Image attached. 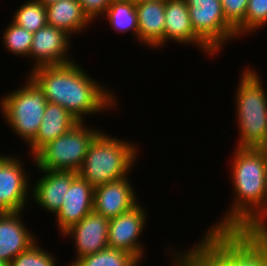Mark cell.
Masks as SVG:
<instances>
[{
    "mask_svg": "<svg viewBox=\"0 0 267 266\" xmlns=\"http://www.w3.org/2000/svg\"><path fill=\"white\" fill-rule=\"evenodd\" d=\"M267 25V0H249L245 19L236 27L237 38Z\"/></svg>",
    "mask_w": 267,
    "mask_h": 266,
    "instance_id": "cell-24",
    "label": "cell"
},
{
    "mask_svg": "<svg viewBox=\"0 0 267 266\" xmlns=\"http://www.w3.org/2000/svg\"><path fill=\"white\" fill-rule=\"evenodd\" d=\"M79 122L66 134L45 145L33 158L39 170L78 172L89 145L102 131Z\"/></svg>",
    "mask_w": 267,
    "mask_h": 266,
    "instance_id": "cell-6",
    "label": "cell"
},
{
    "mask_svg": "<svg viewBox=\"0 0 267 266\" xmlns=\"http://www.w3.org/2000/svg\"><path fill=\"white\" fill-rule=\"evenodd\" d=\"M85 71L73 61L30 69L28 76L44 92L47 102L60 105L84 122L86 115L95 116L118 105L114 92Z\"/></svg>",
    "mask_w": 267,
    "mask_h": 266,
    "instance_id": "cell-2",
    "label": "cell"
},
{
    "mask_svg": "<svg viewBox=\"0 0 267 266\" xmlns=\"http://www.w3.org/2000/svg\"><path fill=\"white\" fill-rule=\"evenodd\" d=\"M243 69L235 92L239 131L235 147L267 148V92L256 70Z\"/></svg>",
    "mask_w": 267,
    "mask_h": 266,
    "instance_id": "cell-4",
    "label": "cell"
},
{
    "mask_svg": "<svg viewBox=\"0 0 267 266\" xmlns=\"http://www.w3.org/2000/svg\"><path fill=\"white\" fill-rule=\"evenodd\" d=\"M137 146L101 131L89 145L77 174L93 187L130 176L140 152Z\"/></svg>",
    "mask_w": 267,
    "mask_h": 266,
    "instance_id": "cell-3",
    "label": "cell"
},
{
    "mask_svg": "<svg viewBox=\"0 0 267 266\" xmlns=\"http://www.w3.org/2000/svg\"><path fill=\"white\" fill-rule=\"evenodd\" d=\"M164 44L171 41L193 44L207 55L215 53L195 34L186 0H165Z\"/></svg>",
    "mask_w": 267,
    "mask_h": 266,
    "instance_id": "cell-16",
    "label": "cell"
},
{
    "mask_svg": "<svg viewBox=\"0 0 267 266\" xmlns=\"http://www.w3.org/2000/svg\"><path fill=\"white\" fill-rule=\"evenodd\" d=\"M129 176L94 187L93 211L111 219L130 211L139 202Z\"/></svg>",
    "mask_w": 267,
    "mask_h": 266,
    "instance_id": "cell-12",
    "label": "cell"
},
{
    "mask_svg": "<svg viewBox=\"0 0 267 266\" xmlns=\"http://www.w3.org/2000/svg\"><path fill=\"white\" fill-rule=\"evenodd\" d=\"M38 1L46 7L48 5H51L53 3L58 2L60 0H38Z\"/></svg>",
    "mask_w": 267,
    "mask_h": 266,
    "instance_id": "cell-29",
    "label": "cell"
},
{
    "mask_svg": "<svg viewBox=\"0 0 267 266\" xmlns=\"http://www.w3.org/2000/svg\"><path fill=\"white\" fill-rule=\"evenodd\" d=\"M265 184H266V254H267V148H266Z\"/></svg>",
    "mask_w": 267,
    "mask_h": 266,
    "instance_id": "cell-28",
    "label": "cell"
},
{
    "mask_svg": "<svg viewBox=\"0 0 267 266\" xmlns=\"http://www.w3.org/2000/svg\"><path fill=\"white\" fill-rule=\"evenodd\" d=\"M229 210L198 244H246L266 254V148L235 147Z\"/></svg>",
    "mask_w": 267,
    "mask_h": 266,
    "instance_id": "cell-1",
    "label": "cell"
},
{
    "mask_svg": "<svg viewBox=\"0 0 267 266\" xmlns=\"http://www.w3.org/2000/svg\"><path fill=\"white\" fill-rule=\"evenodd\" d=\"M113 0H78L83 12L91 21L99 20ZM98 17V18H97Z\"/></svg>",
    "mask_w": 267,
    "mask_h": 266,
    "instance_id": "cell-27",
    "label": "cell"
},
{
    "mask_svg": "<svg viewBox=\"0 0 267 266\" xmlns=\"http://www.w3.org/2000/svg\"><path fill=\"white\" fill-rule=\"evenodd\" d=\"M109 219L94 211L87 214L79 223L72 225L62 235L74 240L75 260L94 254L108 246ZM69 236V237H68Z\"/></svg>",
    "mask_w": 267,
    "mask_h": 266,
    "instance_id": "cell-11",
    "label": "cell"
},
{
    "mask_svg": "<svg viewBox=\"0 0 267 266\" xmlns=\"http://www.w3.org/2000/svg\"><path fill=\"white\" fill-rule=\"evenodd\" d=\"M36 242L28 250L15 257L8 266H57L54 254Z\"/></svg>",
    "mask_w": 267,
    "mask_h": 266,
    "instance_id": "cell-25",
    "label": "cell"
},
{
    "mask_svg": "<svg viewBox=\"0 0 267 266\" xmlns=\"http://www.w3.org/2000/svg\"><path fill=\"white\" fill-rule=\"evenodd\" d=\"M0 266H8V264L5 263L4 261L0 260Z\"/></svg>",
    "mask_w": 267,
    "mask_h": 266,
    "instance_id": "cell-31",
    "label": "cell"
},
{
    "mask_svg": "<svg viewBox=\"0 0 267 266\" xmlns=\"http://www.w3.org/2000/svg\"><path fill=\"white\" fill-rule=\"evenodd\" d=\"M146 211L139 202L130 211L109 219L108 246L132 254L142 262L146 253L139 238L147 226Z\"/></svg>",
    "mask_w": 267,
    "mask_h": 266,
    "instance_id": "cell-9",
    "label": "cell"
},
{
    "mask_svg": "<svg viewBox=\"0 0 267 266\" xmlns=\"http://www.w3.org/2000/svg\"><path fill=\"white\" fill-rule=\"evenodd\" d=\"M135 8L138 19V43L147 45V48H163L165 0L137 3Z\"/></svg>",
    "mask_w": 267,
    "mask_h": 266,
    "instance_id": "cell-17",
    "label": "cell"
},
{
    "mask_svg": "<svg viewBox=\"0 0 267 266\" xmlns=\"http://www.w3.org/2000/svg\"><path fill=\"white\" fill-rule=\"evenodd\" d=\"M15 24L34 33L47 25L46 7L38 0L23 2L12 17Z\"/></svg>",
    "mask_w": 267,
    "mask_h": 266,
    "instance_id": "cell-22",
    "label": "cell"
},
{
    "mask_svg": "<svg viewBox=\"0 0 267 266\" xmlns=\"http://www.w3.org/2000/svg\"><path fill=\"white\" fill-rule=\"evenodd\" d=\"M23 166L17 155L0 153V212H23L28 208L32 186Z\"/></svg>",
    "mask_w": 267,
    "mask_h": 266,
    "instance_id": "cell-8",
    "label": "cell"
},
{
    "mask_svg": "<svg viewBox=\"0 0 267 266\" xmlns=\"http://www.w3.org/2000/svg\"><path fill=\"white\" fill-rule=\"evenodd\" d=\"M42 173L41 178L36 179L31 187L30 198L37 206L43 208L48 213L56 214L61 208L63 198L71 182L78 176L72 171L38 170Z\"/></svg>",
    "mask_w": 267,
    "mask_h": 266,
    "instance_id": "cell-15",
    "label": "cell"
},
{
    "mask_svg": "<svg viewBox=\"0 0 267 266\" xmlns=\"http://www.w3.org/2000/svg\"><path fill=\"white\" fill-rule=\"evenodd\" d=\"M23 214L0 212V260L7 264L38 241L21 219Z\"/></svg>",
    "mask_w": 267,
    "mask_h": 266,
    "instance_id": "cell-14",
    "label": "cell"
},
{
    "mask_svg": "<svg viewBox=\"0 0 267 266\" xmlns=\"http://www.w3.org/2000/svg\"><path fill=\"white\" fill-rule=\"evenodd\" d=\"M132 1H134L137 4V3H142V2L159 1V0H132Z\"/></svg>",
    "mask_w": 267,
    "mask_h": 266,
    "instance_id": "cell-30",
    "label": "cell"
},
{
    "mask_svg": "<svg viewBox=\"0 0 267 266\" xmlns=\"http://www.w3.org/2000/svg\"><path fill=\"white\" fill-rule=\"evenodd\" d=\"M70 39L71 35L66 31L48 24L34 32L30 49V58L33 61L31 69L75 61L69 53Z\"/></svg>",
    "mask_w": 267,
    "mask_h": 266,
    "instance_id": "cell-10",
    "label": "cell"
},
{
    "mask_svg": "<svg viewBox=\"0 0 267 266\" xmlns=\"http://www.w3.org/2000/svg\"><path fill=\"white\" fill-rule=\"evenodd\" d=\"M26 79L23 86L0 98V111L13 133L28 145L39 130L47 99L29 76Z\"/></svg>",
    "mask_w": 267,
    "mask_h": 266,
    "instance_id": "cell-5",
    "label": "cell"
},
{
    "mask_svg": "<svg viewBox=\"0 0 267 266\" xmlns=\"http://www.w3.org/2000/svg\"><path fill=\"white\" fill-rule=\"evenodd\" d=\"M186 2L195 34L215 54L220 53L227 42L229 44L232 39H237L236 28L225 18L220 0Z\"/></svg>",
    "mask_w": 267,
    "mask_h": 266,
    "instance_id": "cell-7",
    "label": "cell"
},
{
    "mask_svg": "<svg viewBox=\"0 0 267 266\" xmlns=\"http://www.w3.org/2000/svg\"><path fill=\"white\" fill-rule=\"evenodd\" d=\"M2 37L3 45L10 54H14V56L18 57L19 55L21 57H30V49L33 40L32 32L11 21L8 26H6Z\"/></svg>",
    "mask_w": 267,
    "mask_h": 266,
    "instance_id": "cell-23",
    "label": "cell"
},
{
    "mask_svg": "<svg viewBox=\"0 0 267 266\" xmlns=\"http://www.w3.org/2000/svg\"><path fill=\"white\" fill-rule=\"evenodd\" d=\"M47 24L72 34L89 29L93 22L83 12L78 0H60L46 6Z\"/></svg>",
    "mask_w": 267,
    "mask_h": 266,
    "instance_id": "cell-19",
    "label": "cell"
},
{
    "mask_svg": "<svg viewBox=\"0 0 267 266\" xmlns=\"http://www.w3.org/2000/svg\"><path fill=\"white\" fill-rule=\"evenodd\" d=\"M135 5L132 0H113L101 18H108L110 28L118 34L130 32L137 41L138 19Z\"/></svg>",
    "mask_w": 267,
    "mask_h": 266,
    "instance_id": "cell-20",
    "label": "cell"
},
{
    "mask_svg": "<svg viewBox=\"0 0 267 266\" xmlns=\"http://www.w3.org/2000/svg\"><path fill=\"white\" fill-rule=\"evenodd\" d=\"M79 121L58 104L47 102L44 116L35 138L27 145L34 157L45 145L66 134Z\"/></svg>",
    "mask_w": 267,
    "mask_h": 266,
    "instance_id": "cell-18",
    "label": "cell"
},
{
    "mask_svg": "<svg viewBox=\"0 0 267 266\" xmlns=\"http://www.w3.org/2000/svg\"><path fill=\"white\" fill-rule=\"evenodd\" d=\"M93 198L94 187L88 181L77 176L71 182L61 208L55 214L56 227L61 235L93 211Z\"/></svg>",
    "mask_w": 267,
    "mask_h": 266,
    "instance_id": "cell-13",
    "label": "cell"
},
{
    "mask_svg": "<svg viewBox=\"0 0 267 266\" xmlns=\"http://www.w3.org/2000/svg\"><path fill=\"white\" fill-rule=\"evenodd\" d=\"M141 263L143 262L132 254L107 247L97 253L81 257L71 266H139Z\"/></svg>",
    "mask_w": 267,
    "mask_h": 266,
    "instance_id": "cell-21",
    "label": "cell"
},
{
    "mask_svg": "<svg viewBox=\"0 0 267 266\" xmlns=\"http://www.w3.org/2000/svg\"><path fill=\"white\" fill-rule=\"evenodd\" d=\"M225 18L236 28L244 19L249 0H220Z\"/></svg>",
    "mask_w": 267,
    "mask_h": 266,
    "instance_id": "cell-26",
    "label": "cell"
}]
</instances>
